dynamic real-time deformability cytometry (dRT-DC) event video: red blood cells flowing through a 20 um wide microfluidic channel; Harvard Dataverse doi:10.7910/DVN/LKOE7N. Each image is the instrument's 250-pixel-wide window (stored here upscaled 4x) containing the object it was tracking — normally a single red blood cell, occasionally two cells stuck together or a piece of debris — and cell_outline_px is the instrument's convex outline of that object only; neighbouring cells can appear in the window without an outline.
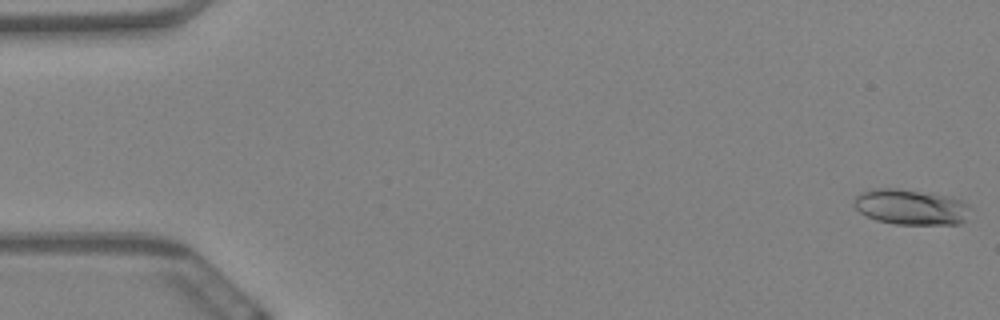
{"species": "Egyptian fruit bat (a non-hibernating species)", "species_latin": "Rousettus aegyptiacus", "temperature_condition": "warm", "stored_images_in_passage": 11, "camera_frame_rate_fps": 3000, "um_per_image_px": 0.085, "animal": {"sex": "female"}, "frame": {"image": 1, "passage_image": 1, "time_ms": 0.0, "image_size_px": [1000, 320], "cell_outline_px": [[972, 208], [964, 220], [960, 224], [896, 224], [876, 220], [860, 212], [852, 204], [856, 196], [860, 192], [872, 188], [896, 188], [932, 192], [952, 196], [968, 204]], "centroid_in_image_um": [77.43, 17.57], "position_along_channel_um": 7.6, "area_um2": 24.45}}